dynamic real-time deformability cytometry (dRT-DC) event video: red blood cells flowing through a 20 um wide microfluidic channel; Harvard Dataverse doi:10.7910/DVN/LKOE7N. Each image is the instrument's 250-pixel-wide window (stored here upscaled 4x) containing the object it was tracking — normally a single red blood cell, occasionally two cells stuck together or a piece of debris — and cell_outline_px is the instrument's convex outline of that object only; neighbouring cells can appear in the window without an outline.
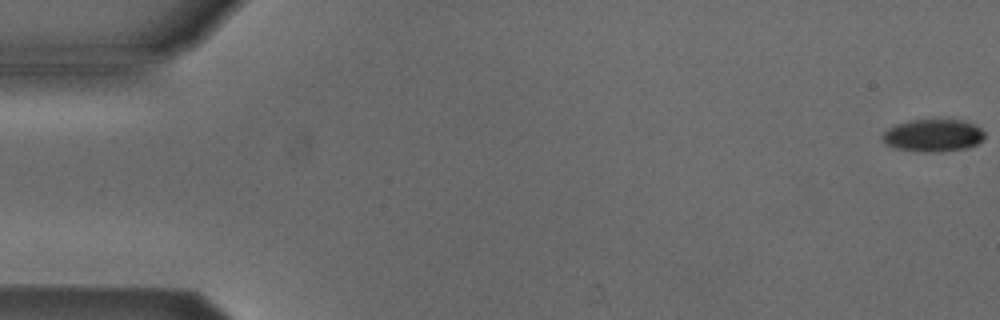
{"species": "Egyptian fruit bat (a non-hibernating species)", "species_latin": "Rousettus aegyptiacus", "temperature_condition": "cold", "stored_images_in_passage": 54, "camera_frame_rate_fps": 3000, "um_per_image_px": 0.085, "animal": {"sex": "male"}, "frame": {"image": 1, "passage_image": 1, "time_ms": 0.0, "image_size_px": [1000, 320], "cell_outline_px": [[984, 136], [976, 144], [968, 148], [936, 152], [924, 152], [896, 148], [888, 144], [884, 140], [884, 132], [888, 128], [896, 124], [908, 120], [964, 120], [980, 128], [984, 132]], "centroid_in_image_um": [79.33, 11.51], "position_along_channel_um": 5.7, "area_um2": 19.02}}
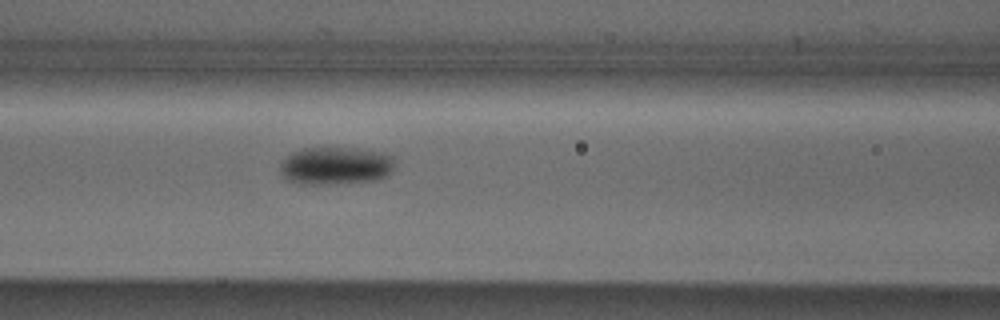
{"frame": {"image": 2, "passage_image": 23, "time_ms": 7.333, "image_size_px": [1000, 320], "cell_outline_px": [[392, 168], [388, 176], [376, 180], [320, 184], [300, 184], [288, 180], [280, 172], [280, 164], [292, 152], [304, 148], [356, 148], [380, 152], [392, 156]], "centroid_in_image_um": [28.51, 14.08], "position_along_channel_um": 138.1, "area_um2": 24.91}}
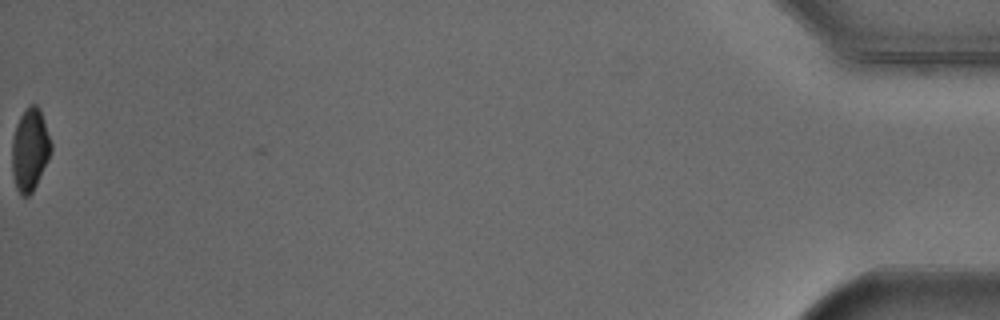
{"frame": {"image": 3, "passage_image": 54, "time_ms": 17.667, "image_size_px": [1000, 320], "cell_outline_px": [[52, 152], [32, 192], [28, 196], [20, 196], [16, 188], [12, 172], [12, 140], [16, 124], [24, 108], [28, 104], [36, 104], [40, 108], [52, 144]], "centroid_in_image_um": [2.54, 12.69], "position_along_channel_um": 432.7, "area_um2": 18.96}, "authors_computed_cell_mechanics": {"area_um2": 21.675, "velocity_mm_per_s": 3.8941, "shape_relaxation_time_tau1_ms": 3.4901, "shape_relaxation_time_tau2_ms": null, "deformation_change_tau1": 0.0962, "deformation_change_tau2": null}}